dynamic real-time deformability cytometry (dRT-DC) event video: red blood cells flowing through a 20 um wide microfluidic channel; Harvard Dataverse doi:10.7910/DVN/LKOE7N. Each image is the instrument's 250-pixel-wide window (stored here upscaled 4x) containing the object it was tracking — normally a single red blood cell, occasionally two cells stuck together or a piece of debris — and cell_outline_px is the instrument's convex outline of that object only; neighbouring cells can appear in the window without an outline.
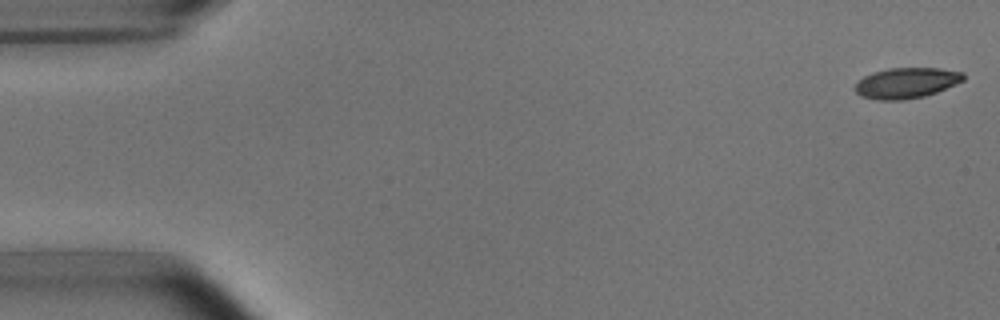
{"species": "common noctule bat (a hibernating species)", "species_latin": "Nyctalus noctula", "temperature_condition": "room temperature", "stored_images_in_passage": 6, "camera_frame_rate_fps": 3000, "um_per_image_px": 0.085, "animal": {"sex": "male", "body_mass_g": 15.6}, "frame": {"image": 1, "passage_image": 1, "time_ms": 0.0, "image_size_px": [1000, 320], "cell_outline_px": [[964, 80], [936, 92], [924, 96], [904, 100], [880, 100], [860, 96], [852, 88], [864, 76], [872, 72], [888, 68], [940, 68], [964, 72]], "centroid_in_image_um": [77.02, 7.05], "position_along_channel_um": 8.0, "area_um2": 19.36}}
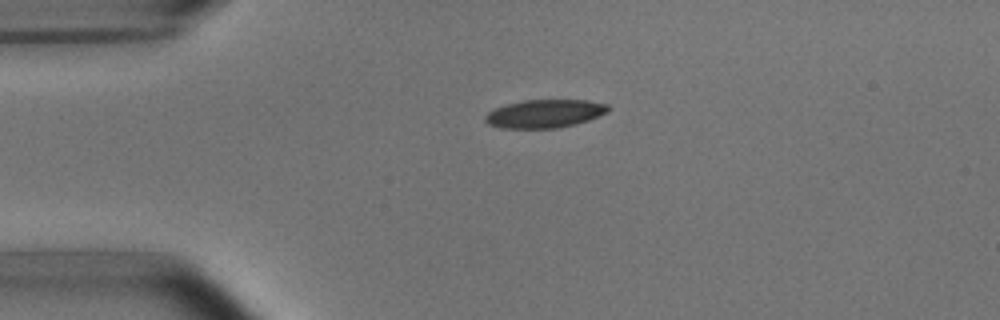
{"frame": {"image": 2, "passage_image": 4, "time_ms": 3.667, "image_size_px": [1000, 320], "cell_outline_px": [[612, 108], [608, 112], [588, 120], [576, 124], [556, 128], [500, 128], [488, 124], [484, 120], [484, 116], [488, 112], [496, 108], [508, 104], [524, 100], [588, 100], [608, 104]], "centroid_in_image_um": [46.32, 9.66], "position_along_channel_um": 38.7, "area_um2": 20.29}}